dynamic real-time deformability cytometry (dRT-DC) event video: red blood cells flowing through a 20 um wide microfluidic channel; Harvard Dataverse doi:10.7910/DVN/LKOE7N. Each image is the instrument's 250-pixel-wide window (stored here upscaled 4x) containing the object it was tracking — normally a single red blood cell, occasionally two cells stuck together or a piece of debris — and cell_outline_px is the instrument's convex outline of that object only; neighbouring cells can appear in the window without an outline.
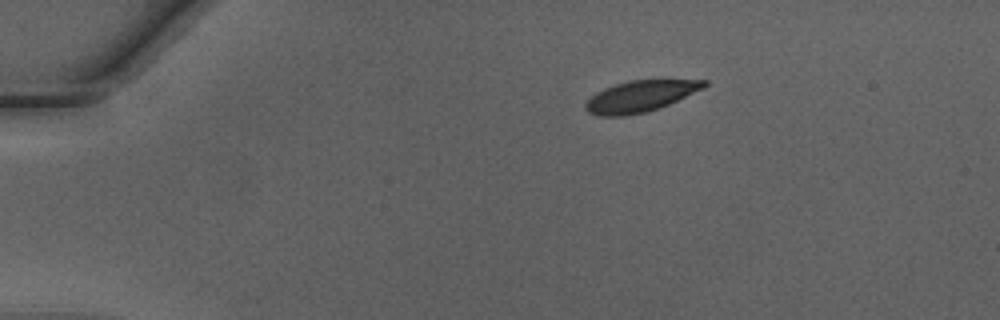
{"species": "Egyptian fruit bat (a non-hibernating species)", "species_latin": "Rousettus aegyptiacus", "temperature_condition": "warm", "stored_images_in_passage": 41, "camera_frame_rate_fps": 3000, "um_per_image_px": 0.085, "animal": {"sex": "male"}, "frame": {"image": 1, "passage_image": 1, "time_ms": 0.0, "image_size_px": [1000, 320], "cell_outline_px": [[708, 84], [704, 88], [668, 104], [644, 112], [624, 116], [596, 116], [588, 112], [584, 108], [584, 104], [596, 92], [604, 88], [628, 80], [708, 80]], "centroid_in_image_um": [54.39, 8.18], "position_along_channel_um": 30.6, "area_um2": 21.39}}
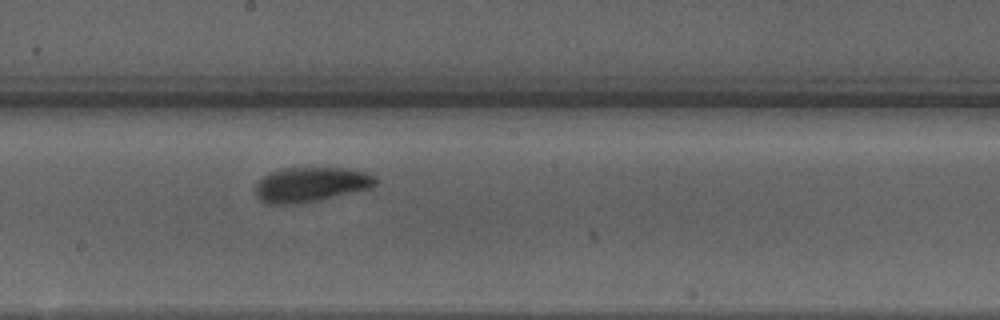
{"frame": {"image": 2, "passage_image": 20, "time_ms": 6.333, "image_size_px": [1000, 320], "cell_outline_px": [[376, 184], [372, 188], [316, 200], [288, 204], [268, 204], [260, 200], [256, 196], [256, 184], [264, 176], [280, 168], [340, 168], [364, 172], [376, 176]], "centroid_in_image_um": [26.41, 15.68], "position_along_channel_um": 221.8, "area_um2": 23.93}}
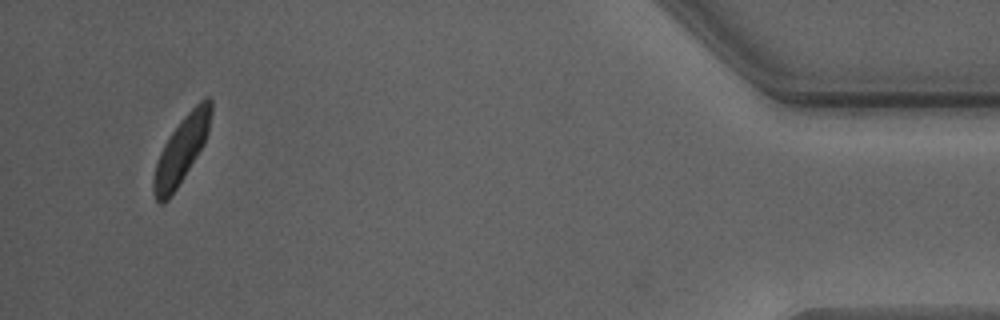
{"frame": {"image": 3, "passage_image": 39, "time_ms": 12.667, "image_size_px": [1000, 320], "cell_outline_px": [[212, 112], [208, 132], [204, 144], [184, 176], [168, 200], [160, 204], [156, 200], [152, 192], [152, 180], [156, 164], [160, 152], [164, 144], [180, 120], [204, 96], [208, 96], [212, 100]], "centroid_in_image_um": [15.42, 12.72], "position_along_channel_um": 419.8, "area_um2": 22.14}, "authors_computed_cell_mechanics": {"area_um2": 23.5246, "velocity_mm_per_s": 4.2163, "shape_relaxation_time_tau1_ms": 1.9294, "shape_relaxation_time_tau2_ms": 2.2144, "deformation_change_tau1": 0.1106, "deformation_change_tau2": 0.0804}}